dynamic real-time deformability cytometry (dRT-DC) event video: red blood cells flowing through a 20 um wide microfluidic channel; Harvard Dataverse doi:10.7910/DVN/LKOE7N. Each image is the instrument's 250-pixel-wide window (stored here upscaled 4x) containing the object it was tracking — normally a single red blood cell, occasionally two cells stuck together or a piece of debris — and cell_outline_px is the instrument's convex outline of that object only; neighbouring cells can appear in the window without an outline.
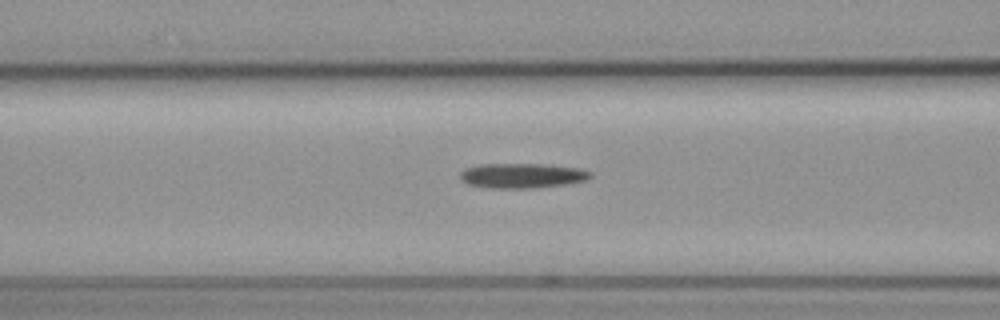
{"species": "common noctule bat (a hibernating species)", "species_latin": "Nyctalus noctula", "temperature_condition": "cold", "stored_images_in_passage": 20, "camera_frame_rate_fps": 3000, "um_per_image_px": 0.085, "animal": {"sex": "female", "body_mass_g": 19.3, "forearm_length_mm": 54.1}, "frame": {"image": 1, "passage_image": 12, "time_ms": 3.667, "image_size_px": [1000, 320], "cell_outline_px": [[592, 176], [584, 180], [564, 184], [528, 188], [492, 188], [468, 184], [460, 176], [460, 172], [464, 168], [480, 164], [544, 164], [580, 168], [592, 172]], "centroid_in_image_um": [44.37, 14.91], "position_along_channel_um": 122.2, "area_um2": 18.67}}
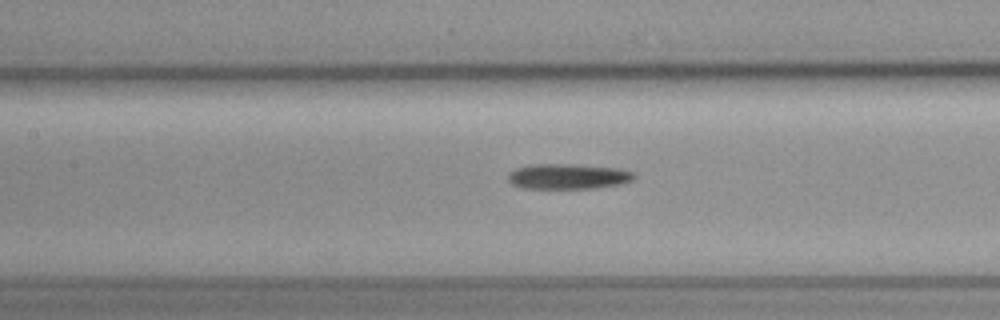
{"frame": {"image": 2, "passage_image": 15, "time_ms": 4.667, "image_size_px": [1000, 320], "cell_outline_px": [[636, 176], [632, 180], [620, 184], [596, 188], [524, 188], [512, 184], [508, 180], [508, 172], [516, 168], [532, 164], [576, 164], [620, 168], [632, 172]], "centroid_in_image_um": [48.28, 14.98], "position_along_channel_um": 159.1, "area_um2": 18.67}}